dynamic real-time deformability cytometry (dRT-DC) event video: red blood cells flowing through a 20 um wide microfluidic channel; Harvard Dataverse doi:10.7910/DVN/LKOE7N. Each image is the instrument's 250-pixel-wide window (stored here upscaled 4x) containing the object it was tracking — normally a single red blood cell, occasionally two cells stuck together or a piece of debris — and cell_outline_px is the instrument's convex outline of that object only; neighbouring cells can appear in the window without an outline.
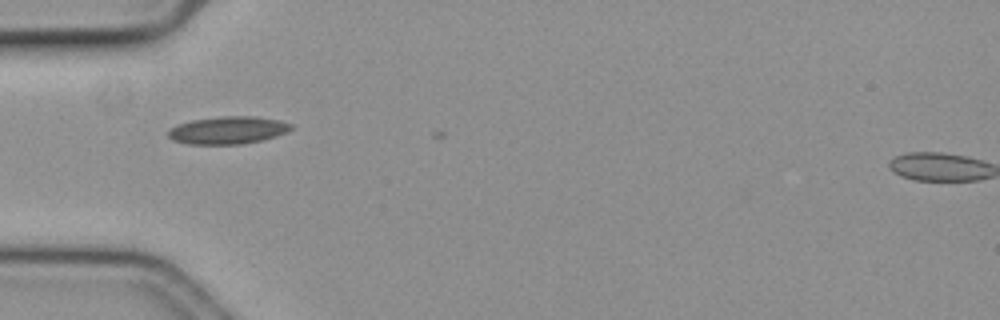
{"species": "common noctule bat (a hibernating species)", "species_latin": "Nyctalus noctula", "temperature_condition": "cold", "stored_images_in_passage": 2, "camera_frame_rate_fps": 3000, "um_per_image_px": 0.085, "animal": {"sex": "female", "body_mass_g": 19.3, "forearm_length_mm": 54.1}, "frame": {"image": 1, "passage_image": 1, "time_ms": 0.0, "image_size_px": [1000, 320], "cell_outline_px": [[292, 128], [288, 132], [276, 136], [260, 140], [240, 144], [188, 144], [172, 140], [168, 136], [168, 128], [176, 124], [192, 120], [220, 116], [256, 116], [280, 120], [292, 124]], "centroid_in_image_um": [19.35, 11.06], "position_along_channel_um": 65.7, "area_um2": 19.88}}